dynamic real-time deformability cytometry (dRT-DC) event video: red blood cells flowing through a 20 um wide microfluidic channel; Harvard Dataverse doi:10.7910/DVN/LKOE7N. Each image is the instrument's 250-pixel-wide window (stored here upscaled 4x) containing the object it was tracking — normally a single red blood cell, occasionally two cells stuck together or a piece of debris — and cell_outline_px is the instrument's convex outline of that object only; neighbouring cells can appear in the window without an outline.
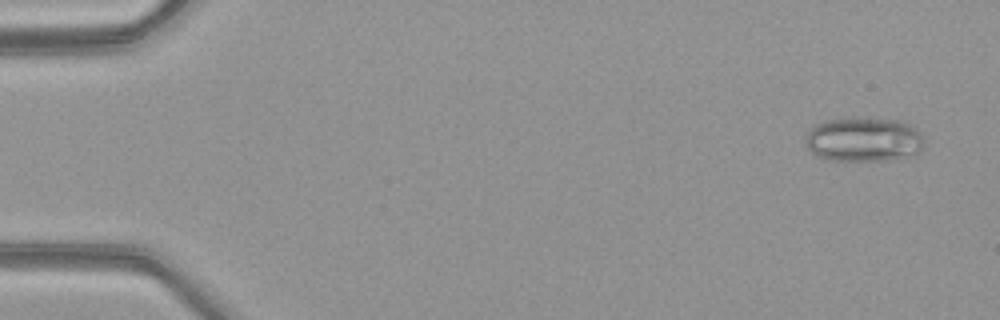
{"species": "common noctule bat (a hibernating species)", "species_latin": "Nyctalus noctula", "temperature_condition": "warm", "stored_images_in_passage": 49, "camera_frame_rate_fps": 3000, "um_per_image_px": 0.085, "animal": {"sex": "female", "body_mass_g": 21.9}, "frame": {"image": 1, "passage_image": 1, "time_ms": 0.0, "image_size_px": [1000, 320], "cell_outline_px": [[924, 140], [920, 152], [916, 156], [888, 160], [828, 160], [812, 152], [808, 148], [804, 140], [804, 136], [816, 124], [828, 120], [852, 116], [860, 116], [900, 120], [908, 124]], "centroid_in_image_um": [73.4, 11.84], "position_along_channel_um": 11.6, "area_um2": 31.1}}
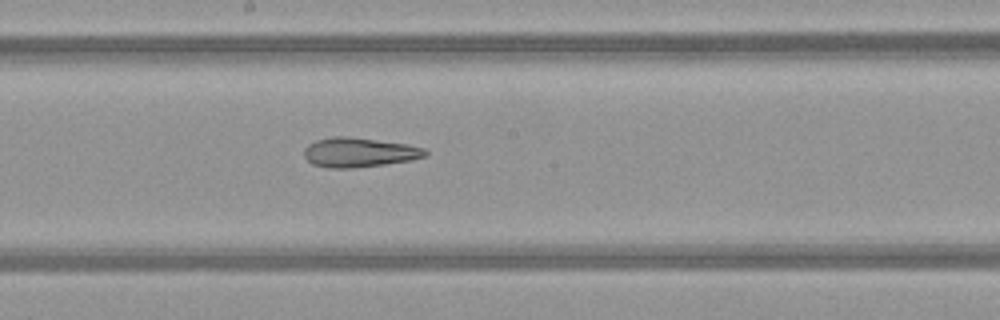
{"frame": {"image": 2, "passage_image": 26, "time_ms": 8.333, "image_size_px": [1000, 320], "cell_outline_px": [[428, 152], [424, 156], [412, 160], [384, 164], [352, 168], [328, 168], [312, 164], [304, 156], [304, 148], [308, 144], [316, 140], [332, 136], [344, 136], [408, 144], [424, 148]], "centroid_in_image_um": [30.5, 12.95], "position_along_channel_um": 217.7, "area_um2": 20.75}}
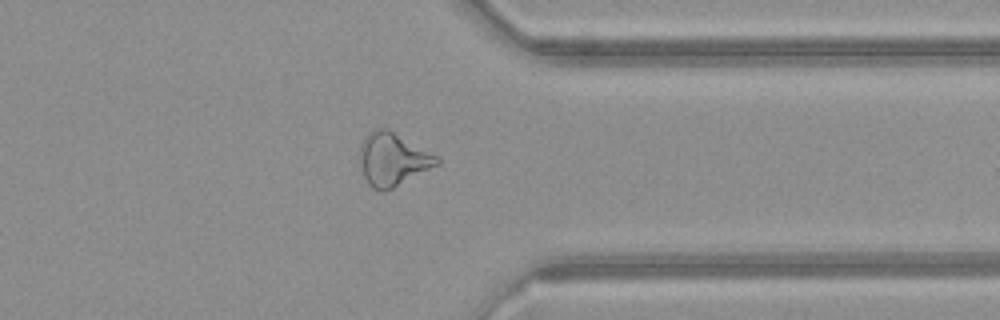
{"frame": {"image": 3, "passage_image": 38, "time_ms": 12.333, "image_size_px": [1000, 320], "cell_outline_px": [[440, 164], [384, 192], [380, 192], [372, 188], [368, 184], [364, 176], [360, 164], [360, 144], [368, 132], [376, 128], [388, 128], [440, 156]], "centroid_in_image_um": [33.4, 13.53], "position_along_channel_um": 378.0, "area_um2": 24.1}, "authors_computed_cell_mechanics": {"area_um2": 24.6806, "velocity_mm_per_s": 4.1227, "shape_relaxation_time_tau1_ms": null, "shape_relaxation_time_tau2_ms": 4.8633, "deformation_change_tau1": null, "deformation_change_tau2": 0.1808}}